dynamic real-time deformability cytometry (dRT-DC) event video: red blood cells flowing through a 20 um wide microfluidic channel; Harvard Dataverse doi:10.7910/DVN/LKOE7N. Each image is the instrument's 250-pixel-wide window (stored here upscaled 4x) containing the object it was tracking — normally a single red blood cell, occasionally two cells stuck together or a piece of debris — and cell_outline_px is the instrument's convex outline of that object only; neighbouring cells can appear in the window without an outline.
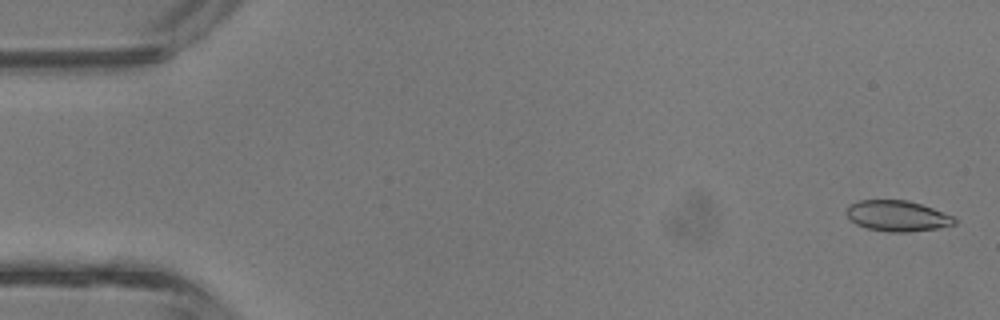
{"species": "common noctule bat (a hibernating species)", "species_latin": "Nyctalus noctula", "temperature_condition": "room temperature", "stored_images_in_passage": 42, "camera_frame_rate_fps": 3000, "um_per_image_px": 0.085, "animal": {"sex": "male", "body_mass_g": 13.3}, "frame": {"image": 1, "passage_image": 1, "time_ms": 0.0, "image_size_px": [1000, 320], "cell_outline_px": [[960, 220], [956, 224], [936, 228], [908, 232], [888, 232], [868, 228], [856, 224], [844, 212], [848, 204], [860, 200], [908, 200], [956, 216]], "centroid_in_image_um": [76.3, 18.35], "position_along_channel_um": 8.7, "area_um2": 19.54}}
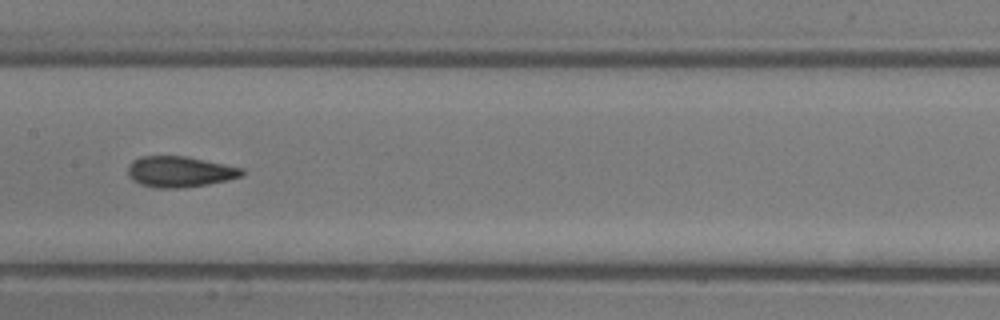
{"frame": {"image": 2, "passage_image": 21, "time_ms": 6.667, "image_size_px": [1000, 320], "cell_outline_px": [[244, 176], [228, 180], [208, 184], [184, 188], [156, 188], [140, 184], [132, 180], [128, 176], [128, 168], [132, 160], [140, 156], [184, 156], [244, 168]], "centroid_in_image_um": [15.28, 14.6], "position_along_channel_um": 192.1, "area_um2": 20.63}}
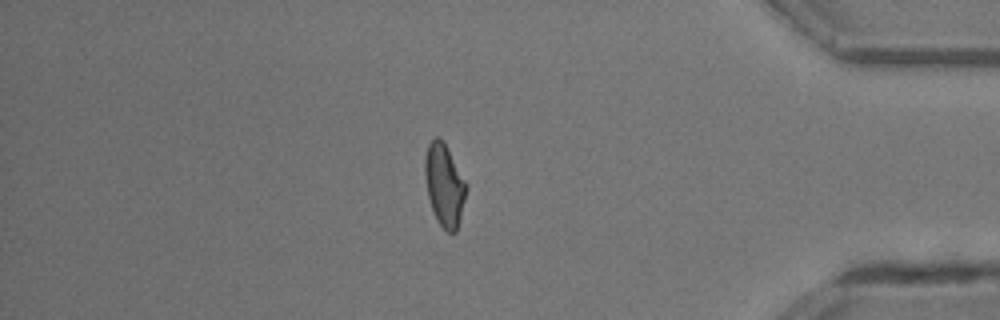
{"frame": {"image": 3, "passage_image": 36, "time_ms": 11.667, "image_size_px": [1000, 320], "cell_outline_px": [[468, 188], [456, 232], [448, 232], [436, 220], [428, 196], [424, 172], [424, 160], [428, 144], [436, 136], [440, 136], [444, 140], [468, 184]], "centroid_in_image_um": [37.78, 15.67], "position_along_channel_um": 397.4, "area_um2": 20.06}, "authors_computed_cell_mechanics": {"area_um2": 20.1722, "velocity_mm_per_s": 4.8348, "shape_relaxation_time_tau1_ms": 6.5008, "shape_relaxation_time_tau2_ms": 1.377, "deformation_change_tau1": 0.1908, "deformation_change_tau2": 0.0684}}